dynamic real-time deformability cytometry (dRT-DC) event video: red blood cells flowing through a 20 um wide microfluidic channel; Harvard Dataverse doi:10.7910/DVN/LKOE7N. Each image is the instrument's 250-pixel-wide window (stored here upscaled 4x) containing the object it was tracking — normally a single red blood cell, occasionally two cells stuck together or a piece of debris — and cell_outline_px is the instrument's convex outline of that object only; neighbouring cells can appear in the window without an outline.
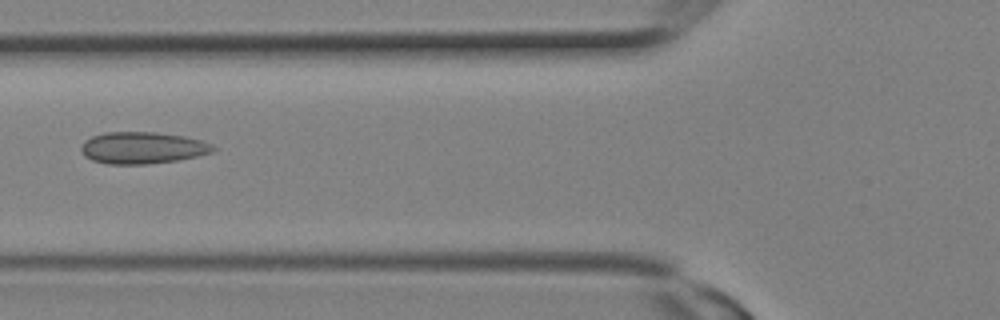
{"species": "Egyptian fruit bat (a non-hibernating species)", "species_latin": "Rousettus aegyptiacus", "temperature_condition": "room temperature", "stored_images_in_passage": 4, "camera_frame_rate_fps": 3000, "um_per_image_px": 0.085, "animal": {"sex": "female"}, "frame": {"image": 1, "passage_image": 4, "time_ms": 1.0, "image_size_px": [1000, 320], "cell_outline_px": [[216, 148], [212, 152], [196, 156], [176, 160], [148, 164], [108, 164], [92, 160], [84, 156], [80, 148], [84, 140], [92, 136], [104, 132], [156, 132], [184, 136], [200, 140], [212, 144]], "centroid_in_image_um": [12.08, 12.56], "position_along_channel_um": 113.7, "area_um2": 24.45}}